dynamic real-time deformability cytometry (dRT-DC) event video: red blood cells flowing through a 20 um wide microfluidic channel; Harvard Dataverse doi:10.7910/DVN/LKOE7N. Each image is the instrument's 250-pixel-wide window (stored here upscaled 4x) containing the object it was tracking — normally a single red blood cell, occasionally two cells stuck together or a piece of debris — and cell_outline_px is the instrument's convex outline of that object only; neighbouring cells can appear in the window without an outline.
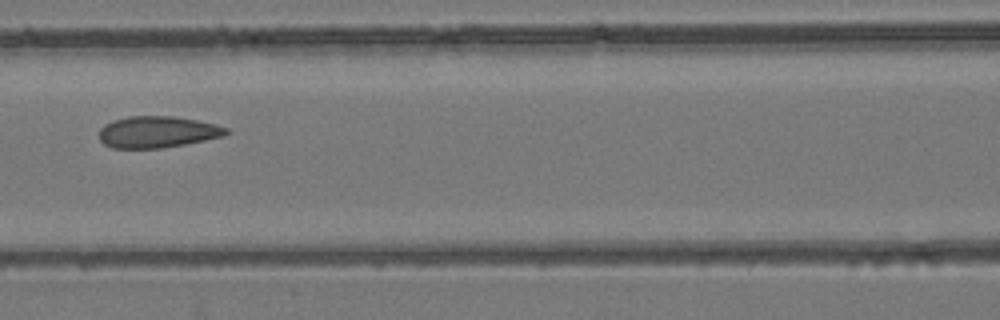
{"species": "common noctule bat (a hibernating species)", "species_latin": "Nyctalus noctula", "temperature_condition": "room temperature", "stored_images_in_passage": 7, "camera_frame_rate_fps": 3000, "um_per_image_px": 0.085, "animal": {"sex": "female", "body_mass_g": 24.6, "forearm_length_mm": 56.2}, "frame": {"image": 1, "passage_image": 6, "time_ms": 7.0, "image_size_px": [1000, 320], "cell_outline_px": [[228, 132], [224, 136], [184, 144], [160, 148], [112, 148], [104, 144], [100, 140], [100, 128], [104, 124], [112, 120], [128, 116], [176, 116], [216, 124], [228, 128]], "centroid_in_image_um": [13.36, 11.21], "position_along_channel_um": 153.2, "area_um2": 23.35}}
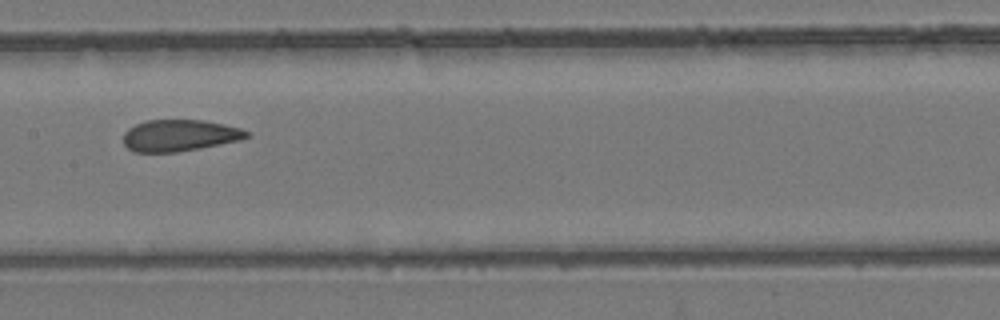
{"frame": {"image": 2, "passage_image": 7, "time_ms": 8.0, "image_size_px": [1000, 320], "cell_outline_px": [[252, 136], [240, 140], [200, 148], [176, 152], [132, 152], [124, 144], [124, 132], [128, 128], [144, 120], [204, 120], [224, 124], [240, 128], [248, 132]], "centroid_in_image_um": [15.26, 11.51], "position_along_channel_um": 192.1, "area_um2": 22.77}}